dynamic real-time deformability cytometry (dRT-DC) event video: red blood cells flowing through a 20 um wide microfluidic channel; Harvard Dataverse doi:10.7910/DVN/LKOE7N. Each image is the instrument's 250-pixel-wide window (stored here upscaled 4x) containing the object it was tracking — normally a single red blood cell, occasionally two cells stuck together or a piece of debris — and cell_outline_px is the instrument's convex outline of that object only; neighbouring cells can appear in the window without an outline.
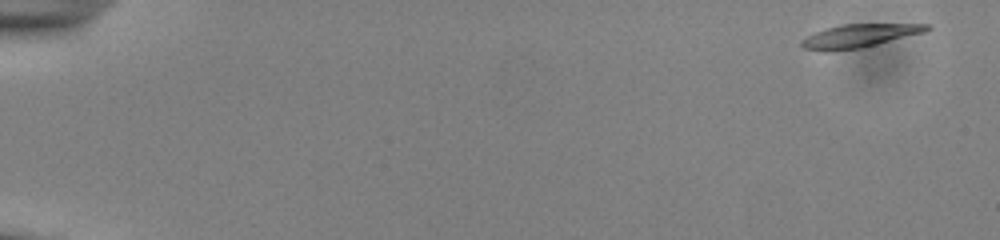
{"species": "common noctule bat (a hibernating species)", "species_latin": "Nyctalus noctula", "temperature_condition": "cold", "stored_images_in_passage": 53, "camera_frame_rate_fps": 3000, "um_per_image_px": 0.085, "animal": {"sex": "male", "body_mass_g": 13.0, "forearm_length_mm": 53.1}, "frame": {"image": 1, "passage_image": 1, "time_ms": 0.0, "image_size_px": [1000, 240], "cell_outline_px": [[932, 28], [924, 32], [860, 48], [828, 52], [824, 52], [804, 48], [800, 44], [800, 40], [816, 32], [840, 24], [932, 24]], "centroid_in_image_um": [73.02, 3.05], "position_along_channel_um": 12.0, "area_um2": 16.88}}
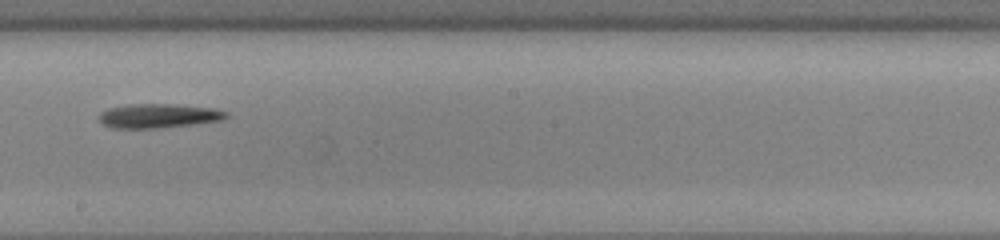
{"frame": {"image": 2, "passage_image": 31, "time_ms": 10.0, "image_size_px": [1000, 240], "cell_outline_px": [[228, 116], [224, 120], [192, 124], [156, 128], [112, 128], [104, 124], [100, 120], [100, 112], [108, 108], [128, 104], [168, 104], [212, 108], [228, 112]], "centroid_in_image_um": [13.47, 9.84], "position_along_channel_um": 234.7, "area_um2": 17.74}}
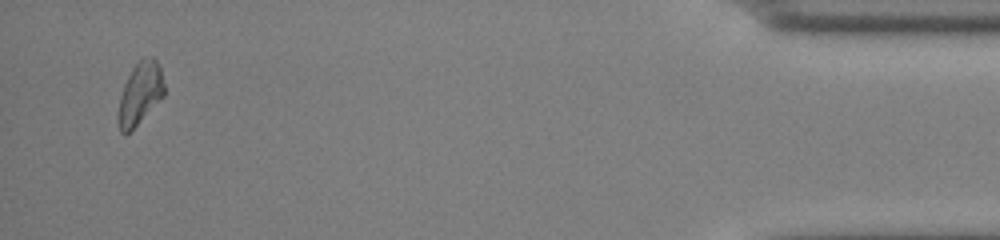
{"frame": {"image": 3, "passage_image": 51, "time_ms": 16.667, "image_size_px": [1000, 240], "cell_outline_px": [[164, 96], [124, 136], [120, 132], [116, 120], [120, 96], [124, 84], [132, 68], [140, 60], [152, 56], [156, 56], [160, 64], [164, 84]], "centroid_in_image_um": [11.9, 7.92], "position_along_channel_um": 423.3, "area_um2": 16.7}, "authors_computed_cell_mechanics": {"area_um2": 17.4556, "velocity_mm_per_s": 3.8812, "shape_relaxation_time_tau1_ms": 2.3657, "shape_relaxation_time_tau2_ms": null, "deformation_change_tau1": 0.1358, "deformation_change_tau2": null}}